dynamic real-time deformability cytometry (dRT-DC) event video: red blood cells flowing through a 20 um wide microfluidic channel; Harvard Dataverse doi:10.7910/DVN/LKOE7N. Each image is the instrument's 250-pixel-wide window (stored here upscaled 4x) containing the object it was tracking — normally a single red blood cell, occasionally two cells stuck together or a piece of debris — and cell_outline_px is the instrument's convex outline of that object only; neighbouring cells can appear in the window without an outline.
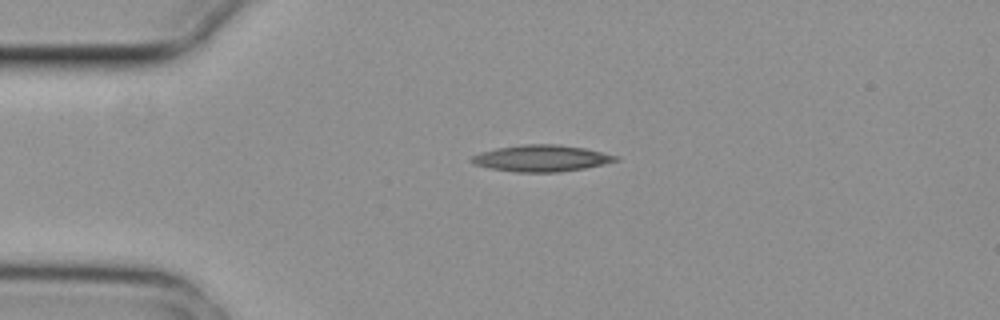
{"species": "common noctule bat (a hibernating species)", "species_latin": "Nyctalus noctula", "temperature_condition": "cold", "stored_images_in_passage": 2, "camera_frame_rate_fps": 3000, "um_per_image_px": 0.085, "animal": {"sex": "female", "body_mass_g": 29.2, "forearm_length_mm": 56.3}, "frame": {"image": 1, "passage_image": 2, "time_ms": 0.333, "image_size_px": [1000, 320], "cell_outline_px": [[620, 160], [604, 164], [584, 168], [560, 172], [516, 172], [488, 168], [472, 164], [468, 160], [472, 156], [480, 152], [496, 148], [524, 144], [556, 144], [584, 148], [620, 156]], "centroid_in_image_um": [46.0, 13.45], "position_along_channel_um": 39.0, "area_um2": 22.43}}